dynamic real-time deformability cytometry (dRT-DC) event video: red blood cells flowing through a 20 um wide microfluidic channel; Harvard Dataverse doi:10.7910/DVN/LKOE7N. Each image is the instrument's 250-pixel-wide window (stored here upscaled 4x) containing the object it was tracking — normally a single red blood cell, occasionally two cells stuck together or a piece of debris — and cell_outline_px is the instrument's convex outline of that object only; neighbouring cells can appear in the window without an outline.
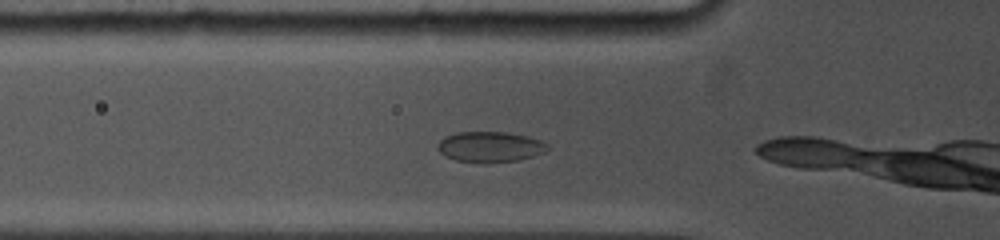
{"species": "common noctule bat (a hibernating species)", "species_latin": "Nyctalus noctula", "temperature_condition": "cold", "stored_images_in_passage": 5, "camera_frame_rate_fps": 5000, "um_per_image_px": 0.085, "animal": {"sex": "female", "body_mass_g": 19.0, "forearm_length_mm": 53.3}, "frame": {"image": 1, "passage_image": 2, "time_ms": 0.6, "image_size_px": [1000, 240], "cell_outline_px": [[552, 148], [544, 152], [520, 160], [484, 164], [456, 160], [440, 152], [440, 140], [444, 136], [456, 132], [508, 132], [528, 136], [540, 140], [548, 144]], "centroid_in_image_um": [41.72, 12.48], "position_along_channel_um": 84.1, "area_um2": 19.71}}